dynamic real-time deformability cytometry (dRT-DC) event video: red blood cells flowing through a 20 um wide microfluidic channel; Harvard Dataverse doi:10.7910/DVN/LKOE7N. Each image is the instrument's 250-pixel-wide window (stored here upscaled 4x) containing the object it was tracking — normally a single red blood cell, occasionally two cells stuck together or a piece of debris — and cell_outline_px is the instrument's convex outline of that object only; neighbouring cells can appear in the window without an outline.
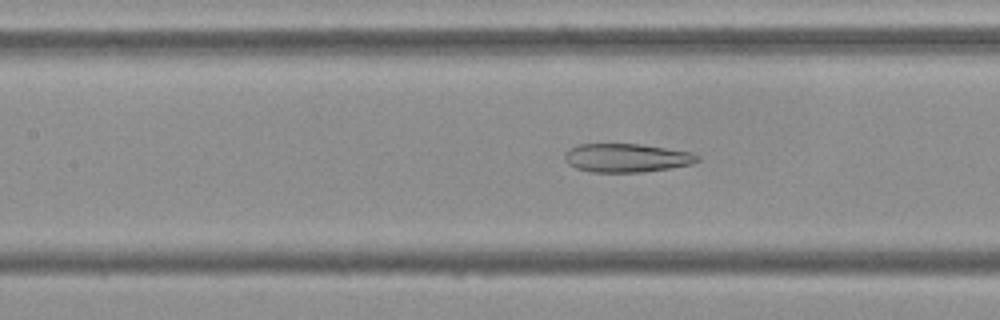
{"species": "Egyptian fruit bat (a non-hibernating species)", "species_latin": "Rousettus aegyptiacus", "temperature_condition": "cold", "stored_images_in_passage": 42, "camera_frame_rate_fps": 3000, "um_per_image_px": 0.085, "frame": {"image": 1, "passage_image": 13, "time_ms": 4.0, "image_size_px": [1000, 320], "cell_outline_px": [[700, 160], [692, 164], [672, 168], [644, 172], [592, 172], [576, 168], [568, 164], [564, 160], [564, 152], [568, 148], [576, 144], [644, 144], [692, 152], [700, 156]], "centroid_in_image_um": [53.26, 13.41], "position_along_channel_um": 154.1, "area_um2": 22.54}}
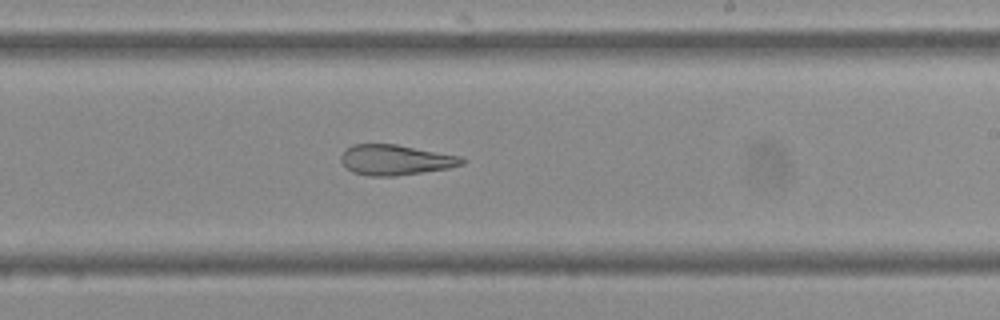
{"frame": {"image": 2, "passage_image": 21, "time_ms": 6.667, "image_size_px": [1000, 320], "cell_outline_px": [[464, 164], [448, 168], [396, 176], [372, 176], [352, 172], [340, 160], [340, 156], [352, 144], [396, 144], [460, 156], [464, 160]], "centroid_in_image_um": [33.61, 13.59], "position_along_channel_um": 255.4, "area_um2": 21.15}}
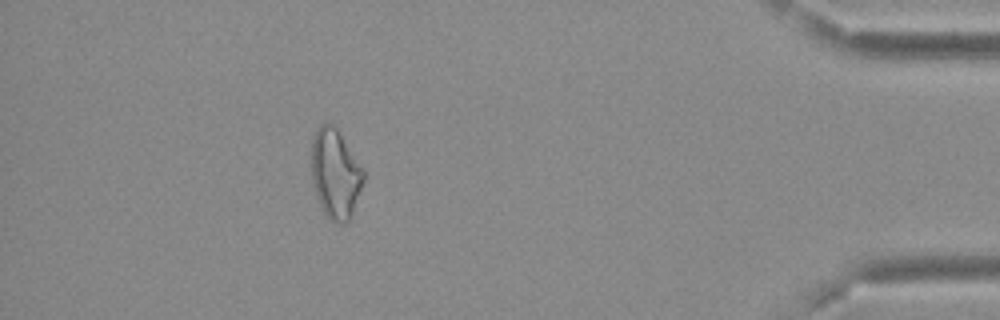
{"frame": {"image": 3, "passage_image": 37, "time_ms": 12.0, "image_size_px": [1000, 320], "cell_outline_px": [[364, 180], [352, 212], [348, 220], [344, 224], [340, 224], [332, 220], [324, 212], [320, 204], [312, 180], [312, 140], [316, 128], [320, 124], [328, 120], [336, 128], [364, 172]], "centroid_in_image_um": [28.48, 14.74], "position_along_channel_um": 406.7, "area_um2": 26.47}, "authors_computed_cell_mechanics": {"area_um2": 24.7962, "velocity_mm_per_s": 3.8055, "shape_relaxation_time_tau1_ms": null, "shape_relaxation_time_tau2_ms": 6.6697, "deformation_change_tau1": null, "deformation_change_tau2": 0.1826}}